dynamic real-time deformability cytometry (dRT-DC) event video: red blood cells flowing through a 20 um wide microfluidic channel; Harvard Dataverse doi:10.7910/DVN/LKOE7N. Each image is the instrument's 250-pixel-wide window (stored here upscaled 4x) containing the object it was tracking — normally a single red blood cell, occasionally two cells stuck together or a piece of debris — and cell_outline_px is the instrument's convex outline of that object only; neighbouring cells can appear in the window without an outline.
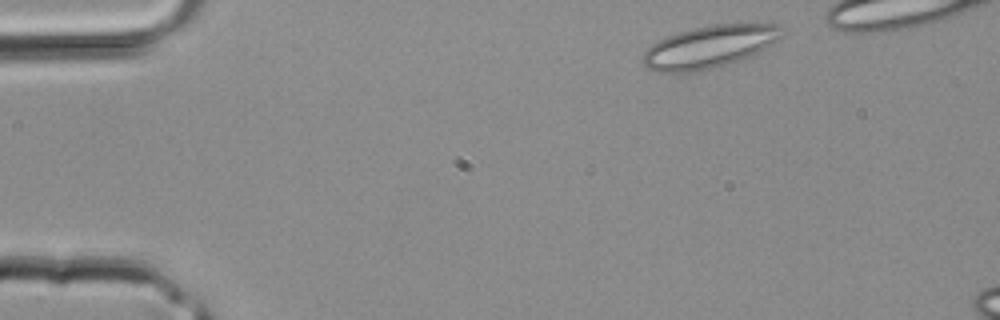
{"species": "common noctule bat (a hibernating species)", "species_latin": "Nyctalus noctula", "temperature_condition": "room temperature", "stored_images_in_passage": 3, "camera_frame_rate_fps": 3000, "um_per_image_px": 0.085, "animal": {"sex": "male", "body_mass_g": 20.4}, "frame": {"image": 1, "passage_image": 1, "time_ms": 0.0, "image_size_px": [1000, 320], "cell_outline_px": [[784, 36], [764, 48], [748, 56], [704, 72], [660, 72], [648, 68], [640, 60], [644, 52], [652, 44], [668, 36], [692, 28], [712, 24], [780, 24]], "centroid_in_image_um": [60.28, 3.98], "position_along_channel_um": 24.7, "area_um2": 34.1}}